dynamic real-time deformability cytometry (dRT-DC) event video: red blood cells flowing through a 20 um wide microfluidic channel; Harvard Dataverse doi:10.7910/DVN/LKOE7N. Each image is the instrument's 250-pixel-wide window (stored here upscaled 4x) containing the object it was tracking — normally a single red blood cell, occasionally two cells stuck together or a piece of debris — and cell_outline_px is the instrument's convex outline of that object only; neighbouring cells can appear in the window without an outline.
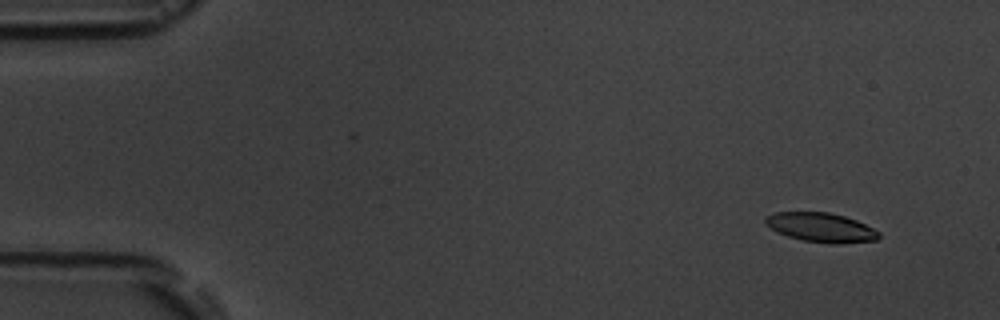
{"species": "common noctule bat (a hibernating species)", "species_latin": "Nyctalus noctula", "temperature_condition": "room temperature", "stored_images_in_passage": 5, "camera_frame_rate_fps": 3000, "um_per_image_px": 0.085, "animal": {"sex": "male", "body_mass_g": 19.5, "forearm_length_mm": 54.6}, "frame": {"image": 1, "passage_image": 1, "time_ms": 0.0, "image_size_px": [1000, 320], "cell_outline_px": [[880, 236], [876, 240], [836, 244], [832, 244], [804, 240], [788, 236], [776, 232], [764, 224], [764, 216], [776, 212], [828, 212], [844, 216], [856, 220], [880, 232]], "centroid_in_image_um": [69.74, 19.33], "position_along_channel_um": 15.3, "area_um2": 19.36}}
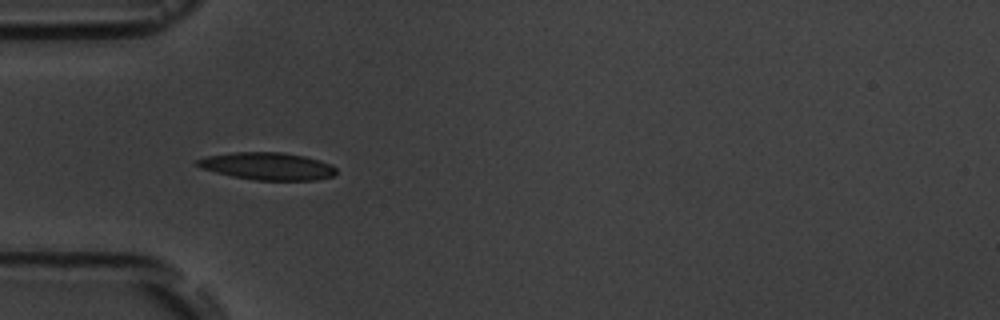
{"frame": {"image": 2, "passage_image": 4, "time_ms": 4.333, "image_size_px": [1000, 320], "cell_outline_px": [[336, 172], [332, 176], [316, 180], [256, 180], [232, 176], [200, 168], [196, 164], [196, 160], [208, 156], [232, 152], [284, 152], [304, 156], [320, 160], [332, 164], [336, 168]], "centroid_in_image_um": [22.75, 14.12], "position_along_channel_um": 62.2, "area_um2": 22.2}}
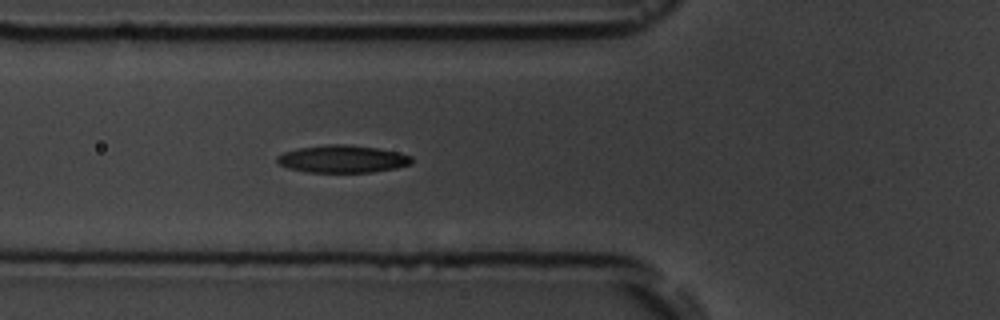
{"frame": {"image": 3, "passage_image": 5, "time_ms": 5.333, "image_size_px": [1000, 320], "cell_outline_px": [[412, 164], [396, 168], [372, 172], [308, 172], [288, 168], [280, 164], [276, 160], [276, 156], [284, 152], [296, 148], [328, 144], [348, 144], [376, 148], [400, 152], [412, 156]], "centroid_in_image_um": [29.12, 13.5], "position_along_channel_um": 96.7, "area_um2": 21.68}}